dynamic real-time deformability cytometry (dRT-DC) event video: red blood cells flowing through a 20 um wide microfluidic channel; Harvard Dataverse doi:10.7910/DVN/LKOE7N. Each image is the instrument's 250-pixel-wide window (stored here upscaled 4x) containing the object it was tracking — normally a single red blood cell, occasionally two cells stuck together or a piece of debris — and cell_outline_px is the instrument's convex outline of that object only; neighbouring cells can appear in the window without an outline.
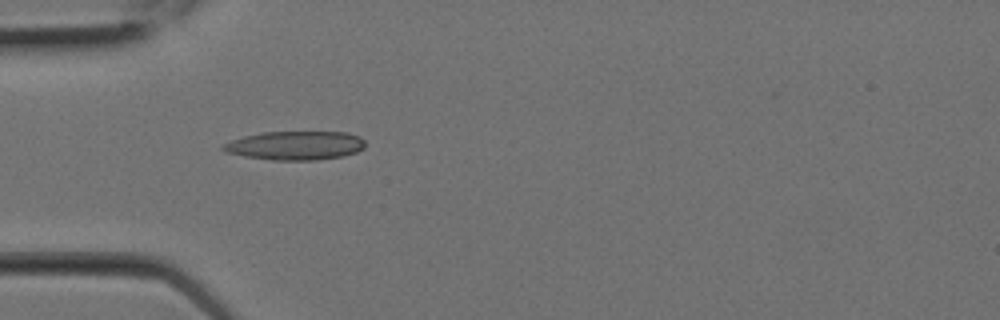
{"species": "Egyptian fruit bat (a non-hibernating species)", "species_latin": "Rousettus aegyptiacus", "temperature_condition": "room temperature", "stored_images_in_passage": 7, "camera_frame_rate_fps": 3000, "um_per_image_px": 0.085, "animal": {"sex": "female"}, "frame": {"image": 1, "passage_image": 6, "time_ms": 1.667, "image_size_px": [1000, 320], "cell_outline_px": [[364, 148], [356, 152], [344, 156], [316, 160], [272, 160], [244, 156], [224, 152], [220, 148], [224, 144], [232, 140], [244, 136], [264, 132], [348, 132], [360, 136], [364, 140]], "centroid_in_image_um": [25.11, 12.37], "position_along_channel_um": 59.9, "area_um2": 23.93}}